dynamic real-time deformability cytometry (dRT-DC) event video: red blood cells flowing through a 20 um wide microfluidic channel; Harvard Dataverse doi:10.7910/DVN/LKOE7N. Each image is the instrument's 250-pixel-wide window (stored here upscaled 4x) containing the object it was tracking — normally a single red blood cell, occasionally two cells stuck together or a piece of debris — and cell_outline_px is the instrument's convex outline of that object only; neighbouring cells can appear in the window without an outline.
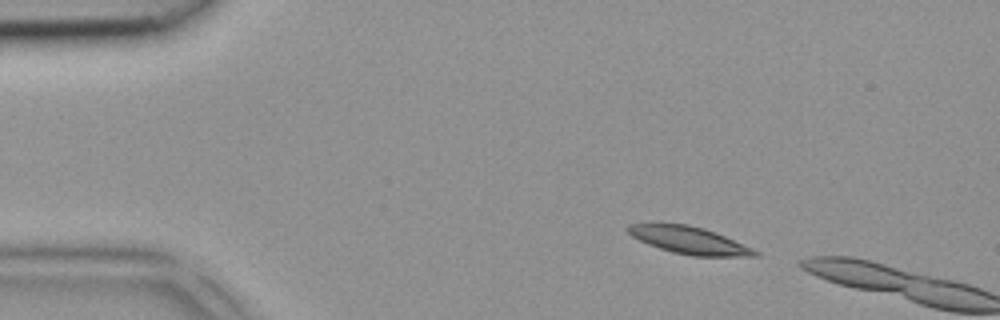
{"species": "common noctule bat (a hibernating species)", "species_latin": "Nyctalus noctula", "temperature_condition": "room temperature", "stored_images_in_passage": 2, "camera_frame_rate_fps": 3000, "um_per_image_px": 0.085, "animal": {"sex": "female", "body_mass_g": 18.4}, "frame": {"image": 1, "passage_image": 1, "time_ms": 0.0, "image_size_px": [1000, 320], "cell_outline_px": [[760, 256], [692, 256], [672, 252], [648, 244], [632, 236], [624, 228], [628, 224], [688, 224], [704, 228], [716, 232], [752, 248], [760, 252]], "centroid_in_image_um": [58.59, 20.42], "position_along_channel_um": 26.4, "area_um2": 20.06}}